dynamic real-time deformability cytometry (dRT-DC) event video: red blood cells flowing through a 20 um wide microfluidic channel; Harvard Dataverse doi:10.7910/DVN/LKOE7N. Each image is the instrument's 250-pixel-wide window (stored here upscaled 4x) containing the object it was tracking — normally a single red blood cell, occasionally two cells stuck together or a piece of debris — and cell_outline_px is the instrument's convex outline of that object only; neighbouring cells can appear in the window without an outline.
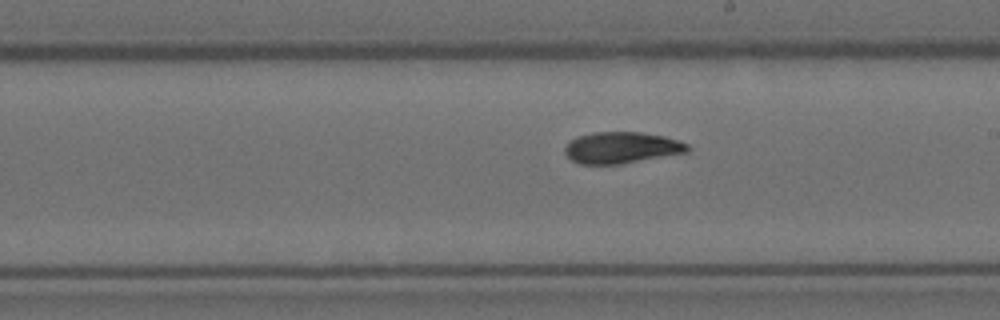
{"species": "Egyptian fruit bat (a non-hibernating species)", "species_latin": "Rousettus aegyptiacus", "temperature_condition": "room temperature", "stored_images_in_passage": 22, "camera_frame_rate_fps": 3000, "um_per_image_px": 0.085, "animal": {"sex": "female"}, "frame": {"image": 1, "passage_image": 19, "time_ms": 6.0, "image_size_px": [1000, 320], "cell_outline_px": [[688, 152], [620, 164], [580, 164], [572, 160], [564, 152], [564, 148], [576, 136], [592, 132], [640, 132], [664, 136], [688, 144]], "centroid_in_image_um": [52.81, 12.55], "position_along_channel_um": 236.2, "area_um2": 22.31}}